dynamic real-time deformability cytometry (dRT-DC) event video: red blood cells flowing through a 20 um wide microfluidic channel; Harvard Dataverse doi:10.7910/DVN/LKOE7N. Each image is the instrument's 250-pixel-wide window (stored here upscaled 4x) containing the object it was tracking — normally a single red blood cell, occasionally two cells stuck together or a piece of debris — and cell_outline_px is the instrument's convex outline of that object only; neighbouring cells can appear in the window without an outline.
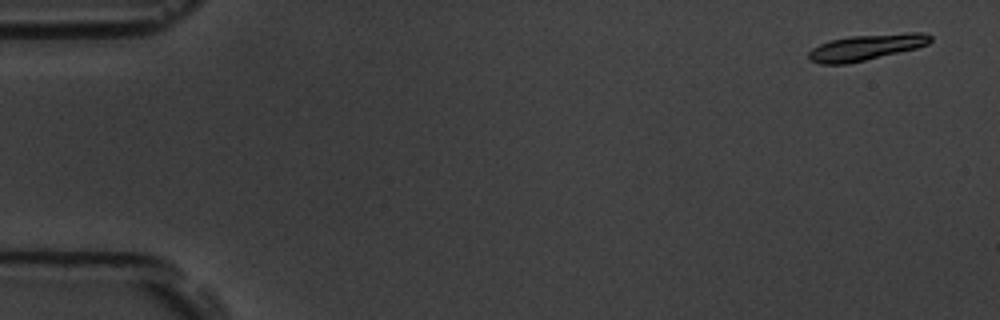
{"species": "common noctule bat (a hibernating species)", "species_latin": "Nyctalus noctula", "temperature_condition": "room temperature", "stored_images_in_passage": 4, "camera_frame_rate_fps": 3000, "um_per_image_px": 0.085, "animal": {"sex": "male", "body_mass_g": 19.5, "forearm_length_mm": 54.6}, "frame": {"image": 1, "passage_image": 1, "time_ms": 0.0, "image_size_px": [1000, 320], "cell_outline_px": [[932, 40], [928, 44], [916, 48], [848, 64], [820, 64], [808, 60], [808, 52], [812, 48], [820, 44], [832, 40], [848, 36], [908, 32], [924, 32], [932, 36]], "centroid_in_image_um": [73.62, 4.01], "position_along_channel_um": 11.4, "area_um2": 18.5}}